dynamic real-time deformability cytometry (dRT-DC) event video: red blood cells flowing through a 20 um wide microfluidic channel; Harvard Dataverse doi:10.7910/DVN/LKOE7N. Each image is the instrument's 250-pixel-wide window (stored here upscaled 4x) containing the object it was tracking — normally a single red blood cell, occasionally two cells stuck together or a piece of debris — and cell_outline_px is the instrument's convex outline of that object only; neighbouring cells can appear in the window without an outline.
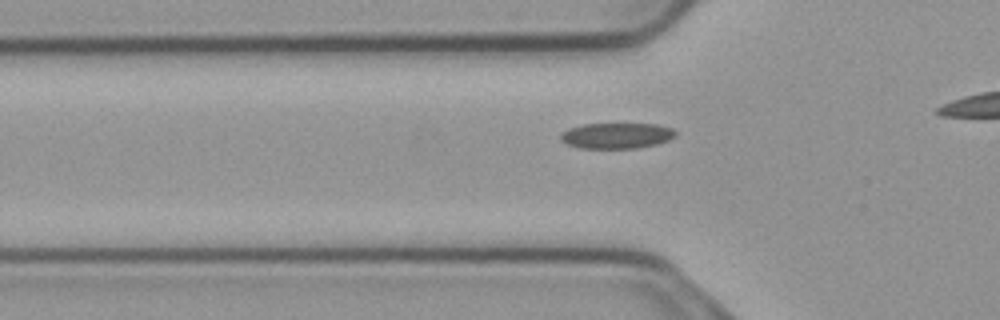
{"species": "common noctule bat (a hibernating species)", "species_latin": "Nyctalus noctula", "temperature_condition": "cold", "stored_images_in_passage": 29, "camera_frame_rate_fps": 3000, "um_per_image_px": 0.085, "animal": {"sex": "male", "body_mass_g": 23.1, "forearm_length_mm": 52.7}, "frame": {"image": 1, "passage_image": 13, "time_ms": 4.0, "image_size_px": [1000, 320], "cell_outline_px": [[676, 136], [668, 140], [656, 144], [636, 148], [580, 148], [568, 144], [560, 140], [560, 132], [568, 128], [580, 124], [656, 124], [672, 128], [676, 132]], "centroid_in_image_um": [52.38, 11.52], "position_along_channel_um": 73.4, "area_um2": 17.28}}
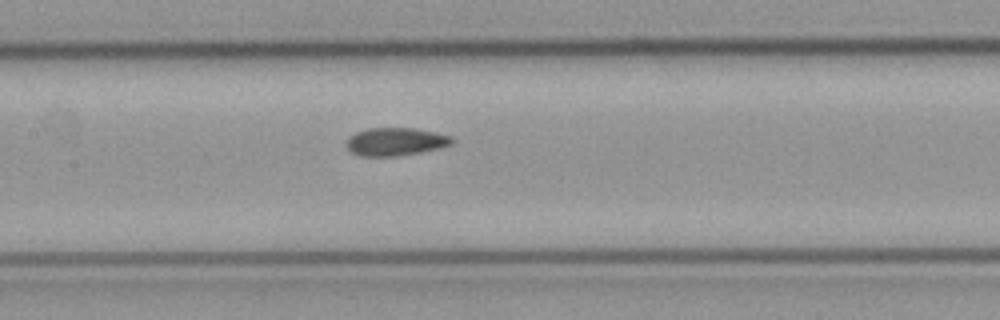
{"frame": {"image": 2, "passage_image": 21, "time_ms": 6.667, "image_size_px": [1000, 320], "cell_outline_px": [[452, 144], [440, 148], [420, 152], [396, 156], [360, 156], [352, 152], [344, 144], [348, 136], [356, 132], [368, 128], [416, 128], [436, 132], [452, 136]], "centroid_in_image_um": [33.6, 12.03], "position_along_channel_um": 173.8, "area_um2": 17.34}}
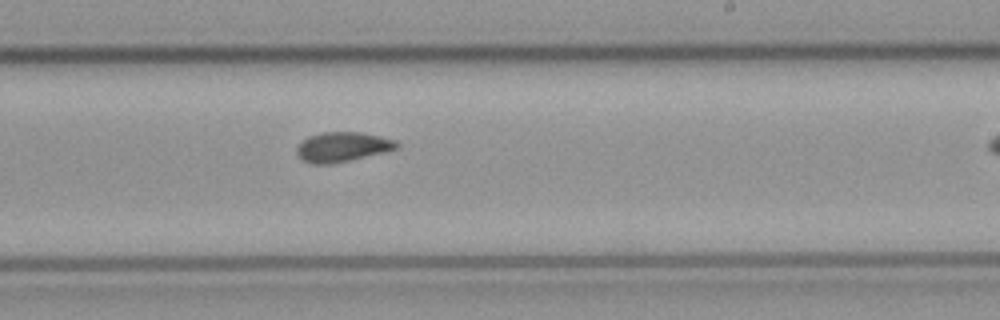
{"frame": {"image": 3, "passage_image": 28, "time_ms": 9.0, "image_size_px": [1000, 320], "cell_outline_px": [[400, 148], [384, 152], [332, 164], [312, 164], [300, 160], [296, 152], [296, 148], [308, 136], [324, 132], [360, 132], [380, 136], [396, 140], [400, 144]], "centroid_in_image_um": [29.11, 12.49], "position_along_channel_um": 259.9, "area_um2": 17.4}}